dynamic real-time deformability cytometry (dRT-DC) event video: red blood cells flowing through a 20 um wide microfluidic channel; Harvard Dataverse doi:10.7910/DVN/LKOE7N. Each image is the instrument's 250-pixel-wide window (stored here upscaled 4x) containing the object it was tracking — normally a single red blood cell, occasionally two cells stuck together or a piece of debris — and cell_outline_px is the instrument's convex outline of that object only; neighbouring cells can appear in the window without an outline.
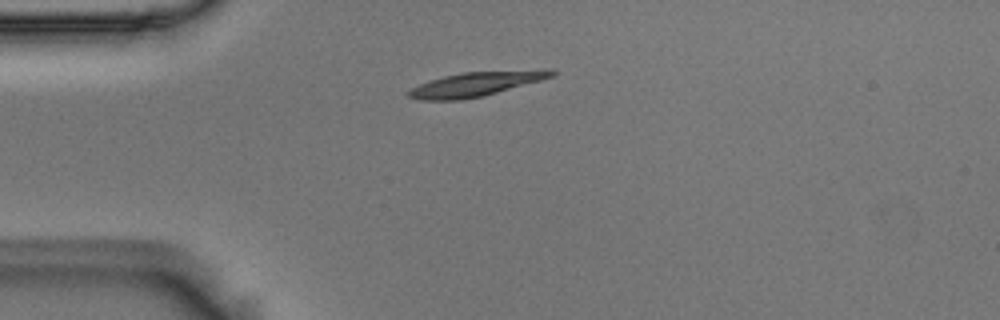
{"species": "Egyptian fruit bat (a non-hibernating species)", "species_latin": "Rousettus aegyptiacus", "temperature_condition": "room temperature", "stored_images_in_passage": 4, "camera_frame_rate_fps": 3000, "um_per_image_px": 0.085, "animal": {"sex": "male"}, "frame": {"image": 1, "passage_image": 1, "time_ms": 0.0, "image_size_px": [1000, 320], "cell_outline_px": [[560, 72], [552, 76], [540, 80], [484, 96], [460, 100], [420, 100], [404, 96], [404, 92], [420, 84], [444, 76], [464, 72], [548, 68], [552, 68]], "centroid_in_image_um": [40.49, 7.13], "position_along_channel_um": 44.5, "area_um2": 20.63}}
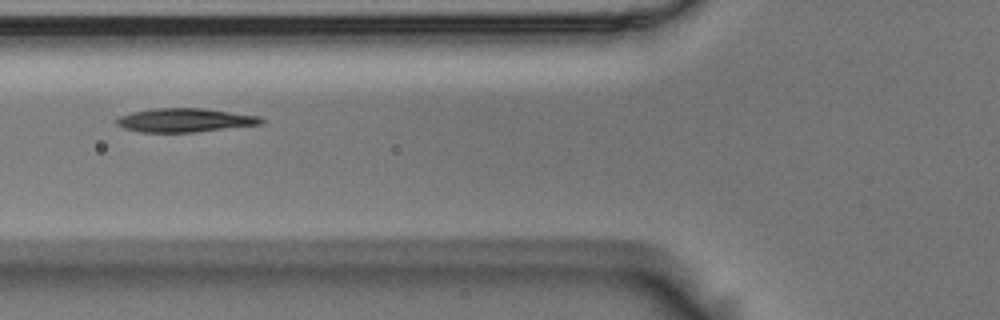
{"frame": {"image": 2, "passage_image": 3, "time_ms": 0.667, "image_size_px": [1000, 320], "cell_outline_px": [[264, 124], [196, 132], [140, 132], [124, 128], [116, 124], [116, 120], [120, 116], [132, 112], [152, 108], [200, 108], [260, 116], [264, 120]], "centroid_in_image_um": [15.72, 10.22], "position_along_channel_um": 110.1, "area_um2": 20.0}}
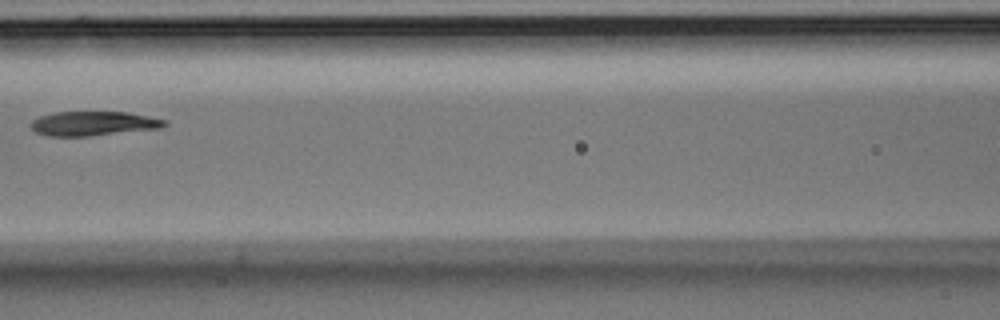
{"frame": {"image": 3, "passage_image": 4, "time_ms": 1.0, "image_size_px": [1000, 320], "cell_outline_px": [[168, 124], [160, 128], [88, 136], [48, 136], [36, 132], [28, 124], [32, 120], [40, 116], [52, 112], [128, 112], [168, 120]], "centroid_in_image_um": [7.92, 10.49], "position_along_channel_um": 158.7, "area_um2": 19.02}}